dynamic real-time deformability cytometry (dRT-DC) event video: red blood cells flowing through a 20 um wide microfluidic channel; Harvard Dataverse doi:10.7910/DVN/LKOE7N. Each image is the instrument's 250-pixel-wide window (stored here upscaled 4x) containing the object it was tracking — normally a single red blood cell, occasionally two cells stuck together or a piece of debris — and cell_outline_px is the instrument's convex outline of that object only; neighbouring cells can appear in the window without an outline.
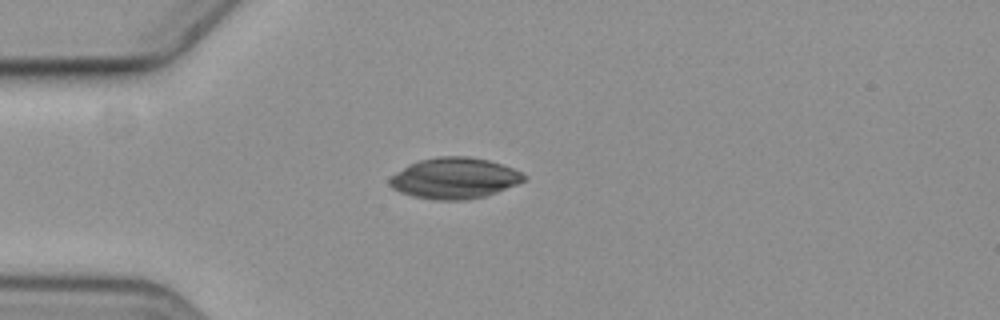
{"species": "common noctule bat (a hibernating species)", "species_latin": "Nyctalus noctula", "temperature_condition": "cold", "stored_images_in_passage": 43, "camera_frame_rate_fps": 3000, "um_per_image_px": 0.085, "animal": {"sex": "female", "body_mass_g": 19.3, "forearm_length_mm": 54.1}, "frame": {"image": 1, "passage_image": 1, "time_ms": 0.0, "image_size_px": [1000, 320], "cell_outline_px": [[528, 176], [524, 180], [516, 184], [496, 192], [484, 196], [464, 200], [432, 200], [412, 196], [400, 192], [392, 188], [388, 184], [388, 180], [396, 172], [420, 160], [440, 156], [468, 156], [488, 160], [504, 164]], "centroid_in_image_um": [38.62, 15.15], "position_along_channel_um": 46.4, "area_um2": 31.91}}
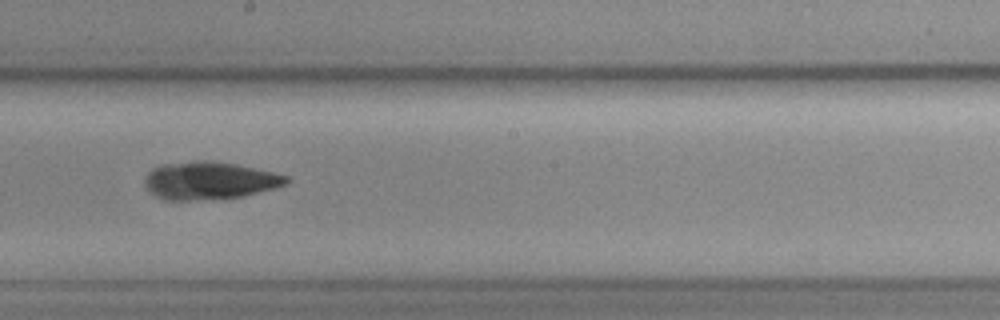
{"frame": {"image": 2, "passage_image": 18, "time_ms": 5.667, "image_size_px": [1000, 320], "cell_outline_px": [[288, 184], [276, 188], [244, 196], [192, 200], [164, 200], [156, 196], [144, 184], [144, 176], [152, 168], [160, 164], [196, 160], [212, 160], [236, 164], [272, 172], [288, 176]], "centroid_in_image_um": [17.78, 15.33], "position_along_channel_um": 230.4, "area_um2": 31.21}}
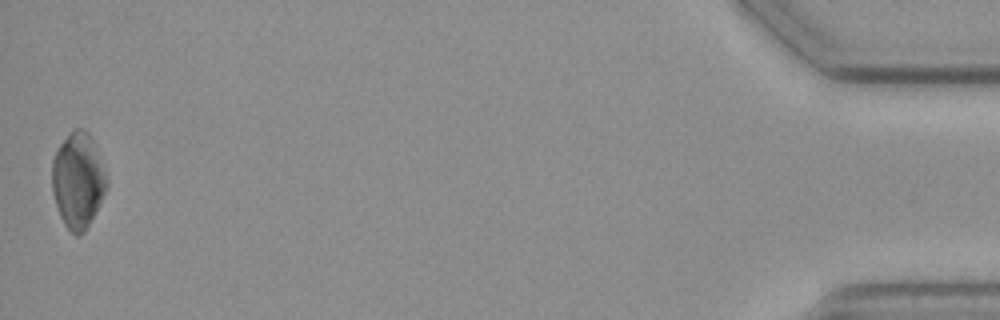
{"frame": {"image": 3, "passage_image": 43, "time_ms": 14.0, "image_size_px": [1000, 320], "cell_outline_px": [[108, 188], [84, 232], [80, 236], [76, 236], [64, 224], [60, 216], [52, 192], [52, 160], [60, 144], [72, 128], [84, 128], [88, 132], [92, 140], [108, 180]], "centroid_in_image_um": [6.62, 15.33], "position_along_channel_um": 428.6, "area_um2": 30.23}}